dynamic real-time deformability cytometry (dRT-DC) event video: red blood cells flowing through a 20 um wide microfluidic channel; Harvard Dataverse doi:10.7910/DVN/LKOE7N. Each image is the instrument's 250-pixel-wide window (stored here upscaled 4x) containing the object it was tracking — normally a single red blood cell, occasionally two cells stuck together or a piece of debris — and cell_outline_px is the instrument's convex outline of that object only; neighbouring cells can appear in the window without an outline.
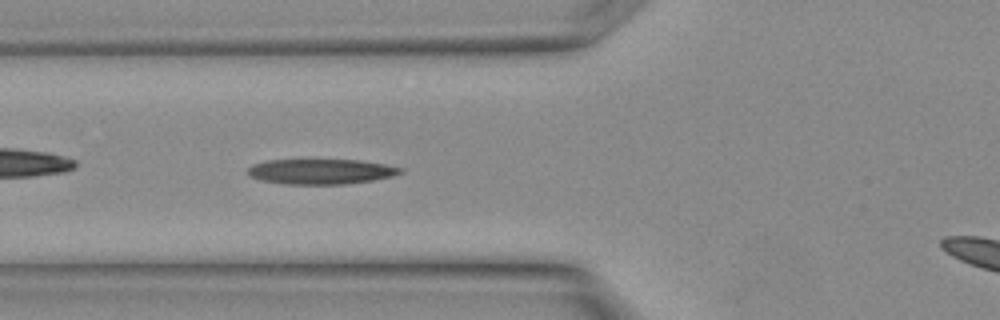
{"species": "Egyptian fruit bat (a non-hibernating species)", "species_latin": "Rousettus aegyptiacus", "temperature_condition": "warm", "stored_images_in_passage": 5, "camera_frame_rate_fps": 3000, "um_per_image_px": 0.085, "animal": {"sex": "female"}, "frame": {"image": 1, "passage_image": 5, "time_ms": 1.333, "image_size_px": [1000, 320], "cell_outline_px": [[404, 172], [392, 176], [372, 180], [348, 184], [284, 184], [260, 180], [248, 176], [248, 168], [252, 164], [268, 160], [360, 160], [384, 164], [404, 168]], "centroid_in_image_um": [27.27, 14.58], "position_along_channel_um": 98.5, "area_um2": 22.48}}